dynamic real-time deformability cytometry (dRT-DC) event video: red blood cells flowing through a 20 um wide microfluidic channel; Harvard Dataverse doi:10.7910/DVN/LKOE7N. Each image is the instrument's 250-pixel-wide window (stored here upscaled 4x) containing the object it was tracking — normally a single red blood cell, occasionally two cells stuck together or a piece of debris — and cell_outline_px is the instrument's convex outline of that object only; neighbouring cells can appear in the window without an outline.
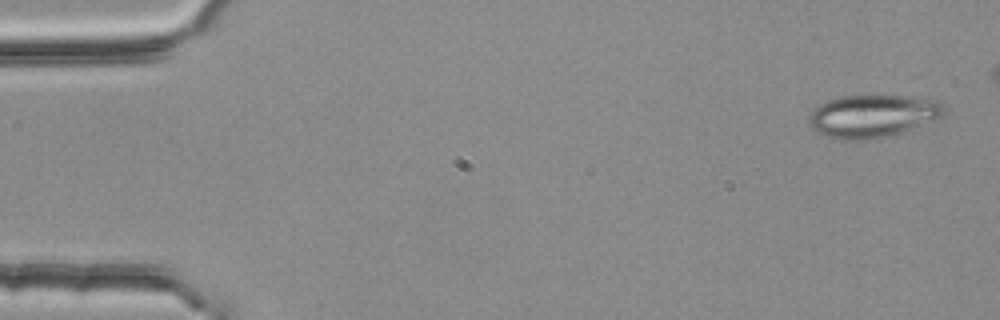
{"species": "common noctule bat (a hibernating species)", "species_latin": "Nyctalus noctula", "temperature_condition": "room temperature", "stored_images_in_passage": 4, "segment_of_instrument_passage": [2, 2], "camera_frame_rate_fps": 3000, "um_per_image_px": 0.085, "animal": {"sex": "female", "body_mass_g": 25.1}, "frame": {"image": 1, "passage_image": 4, "time_ms": 1.0, "image_size_px": [1000, 320], "cell_outline_px": [[944, 112], [940, 116], [908, 128], [884, 136], [856, 140], [844, 140], [828, 136], [816, 132], [812, 128], [808, 120], [808, 116], [820, 104], [828, 100], [840, 96], [904, 96], [940, 100], [944, 108]], "centroid_in_image_um": [74.09, 9.83], "position_along_channel_um": 10.9, "area_um2": 32.54}}